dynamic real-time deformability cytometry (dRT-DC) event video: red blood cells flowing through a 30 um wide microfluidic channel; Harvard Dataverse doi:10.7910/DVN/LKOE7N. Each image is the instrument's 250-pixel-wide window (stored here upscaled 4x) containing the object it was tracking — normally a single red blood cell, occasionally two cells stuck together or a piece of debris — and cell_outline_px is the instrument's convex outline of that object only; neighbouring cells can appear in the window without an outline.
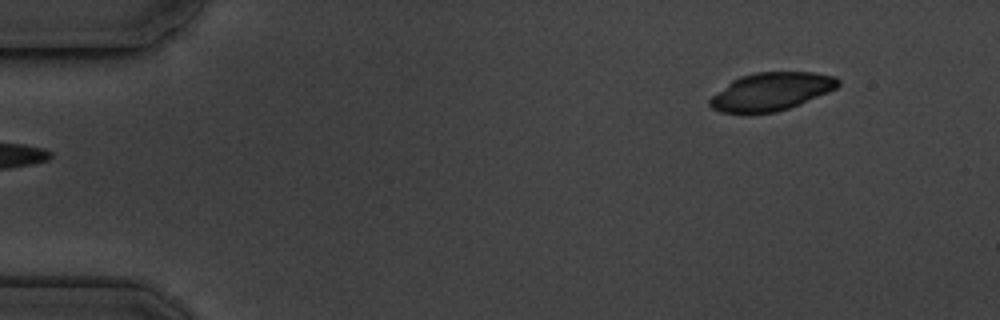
{"species": "common noctule bat (a hibernating species)", "species_latin": "Nyctalus noctula", "temperature_condition": "cold", "stored_images_in_passage": 6, "segment_of_instrument_passage": [2, 2], "camera_frame_rate_fps": 3000, "um_per_image_px": 0.085, "animal": {"sex": "male", "body_mass_g": 19.5, "forearm_length_mm": 54.6}, "frame": {"image": 1, "passage_image": 6, "time_ms": 5.667, "image_size_px": [1000, 320], "cell_outline_px": [[840, 84], [836, 88], [828, 92], [800, 104], [776, 112], [720, 112], [712, 108], [708, 104], [708, 100], [712, 96], [732, 80], [740, 76], [756, 72], [812, 72], [836, 76], [840, 80]], "centroid_in_image_um": [65.57, 7.76], "position_along_channel_um": 19.4, "area_um2": 28.15}}